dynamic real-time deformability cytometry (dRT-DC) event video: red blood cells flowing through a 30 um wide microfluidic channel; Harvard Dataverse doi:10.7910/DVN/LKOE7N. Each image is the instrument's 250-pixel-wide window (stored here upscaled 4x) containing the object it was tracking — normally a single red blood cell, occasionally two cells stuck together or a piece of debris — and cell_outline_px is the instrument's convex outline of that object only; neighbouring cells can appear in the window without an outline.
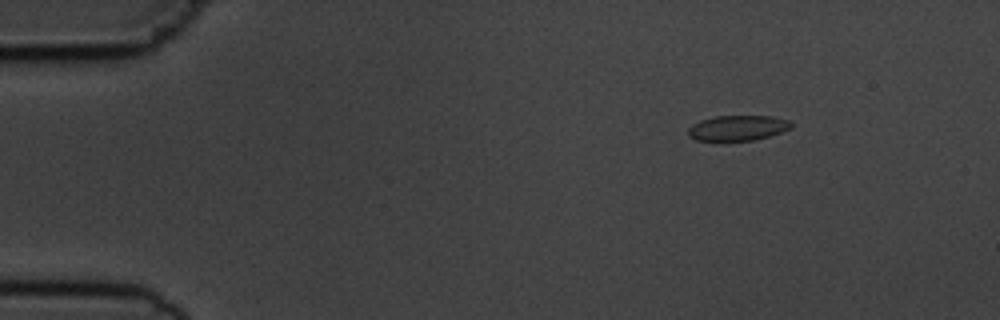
{"species": "common noctule bat (a hibernating species)", "species_latin": "Nyctalus noctula", "temperature_condition": "cold", "stored_images_in_passage": 4, "camera_frame_rate_fps": 3000, "um_per_image_px": 0.085, "animal": {"sex": "male", "body_mass_g": 19.5, "forearm_length_mm": 54.6}, "frame": {"image": 1, "passage_image": 1, "time_ms": 0.0, "image_size_px": [1000, 320], "cell_outline_px": [[792, 128], [768, 136], [752, 140], [696, 140], [688, 136], [688, 128], [692, 124], [700, 120], [716, 116], [772, 116], [788, 120], [792, 124]], "centroid_in_image_um": [62.68, 10.86], "position_along_channel_um": 22.3, "area_um2": 15.03}}
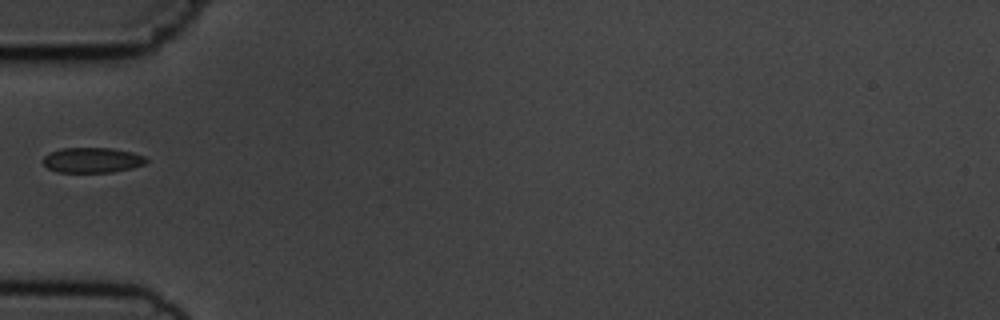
{"frame": {"image": 2, "passage_image": 4, "time_ms": 3.667, "image_size_px": [1000, 320], "cell_outline_px": [[148, 160], [144, 164], [132, 168], [112, 172], [56, 172], [48, 168], [44, 164], [44, 156], [60, 148], [112, 148], [132, 152], [144, 156]], "centroid_in_image_um": [7.85, 13.61], "position_along_channel_um": 77.1, "area_um2": 15.09}}